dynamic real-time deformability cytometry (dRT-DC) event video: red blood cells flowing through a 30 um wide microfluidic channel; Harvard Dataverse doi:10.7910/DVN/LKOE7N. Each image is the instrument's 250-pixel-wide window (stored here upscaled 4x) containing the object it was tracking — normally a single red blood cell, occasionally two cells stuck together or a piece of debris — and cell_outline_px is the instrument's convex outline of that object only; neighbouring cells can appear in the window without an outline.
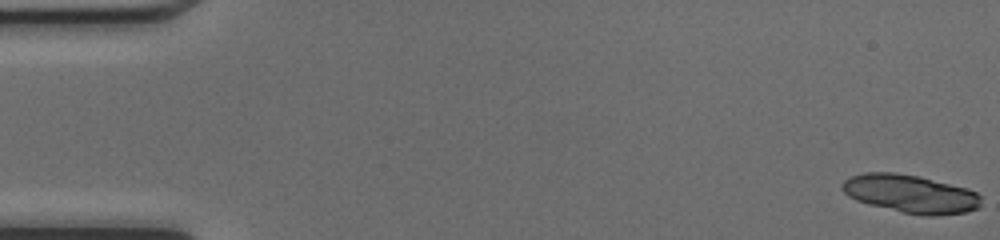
{"species": "common noctule bat (a hibernating species)", "species_latin": "Nyctalus noctula", "temperature_condition": "cold", "stored_images_in_passage": 51, "segment_of_instrument_passage": [1, 2], "camera_frame_rate_fps": 3000, "um_per_image_px": 0.085, "animal": {"sex": "female", "body_mass_g": 17.0, "forearm_length_mm": 48.0}, "frame": {"image": 1, "passage_image": 1, "time_ms": 0.0, "image_size_px": [1000, 240], "cell_outline_px": [[980, 208], [964, 212], [936, 216], [928, 216], [904, 212], [868, 204], [856, 200], [848, 196], [840, 188], [840, 184], [844, 180], [852, 176], [864, 172], [896, 172], [920, 176], [968, 188], [976, 192], [980, 196]], "centroid_in_image_um": [77.38, 16.46], "position_along_channel_um": 7.6, "area_um2": 31.04}}